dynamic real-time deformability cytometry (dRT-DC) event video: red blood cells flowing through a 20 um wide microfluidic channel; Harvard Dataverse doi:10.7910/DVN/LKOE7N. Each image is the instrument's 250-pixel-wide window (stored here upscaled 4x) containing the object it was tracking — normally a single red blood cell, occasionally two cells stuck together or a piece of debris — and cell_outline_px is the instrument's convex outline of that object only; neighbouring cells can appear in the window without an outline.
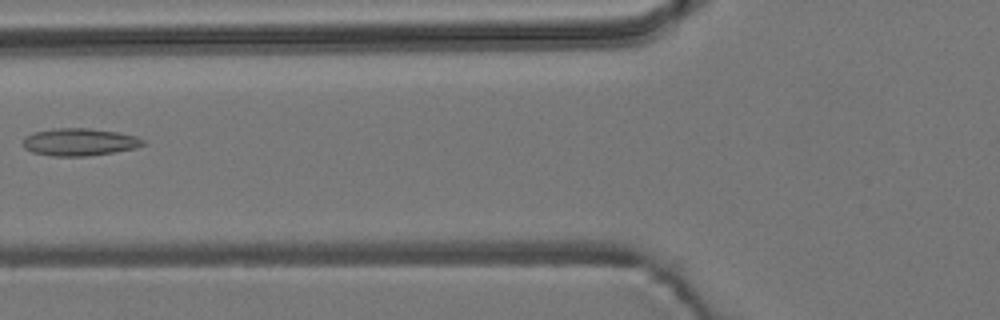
{"species": "common noctule bat (a hibernating species)", "species_latin": "Nyctalus noctula", "temperature_condition": "room temperature", "stored_images_in_passage": 8, "camera_frame_rate_fps": 3000, "um_per_image_px": 0.085, "animal": {"sex": "male", "body_mass_g": 19.2, "forearm_length_mm": 51.8}, "frame": {"image": 1, "passage_image": 6, "time_ms": 6.667, "image_size_px": [1000, 320], "cell_outline_px": [[148, 144], [136, 148], [88, 156], [52, 156], [32, 152], [24, 148], [24, 136], [32, 132], [56, 128], [88, 128], [116, 132], [136, 136], [144, 140]], "centroid_in_image_um": [6.76, 12.07], "position_along_channel_um": 119.0, "area_um2": 19.25}}
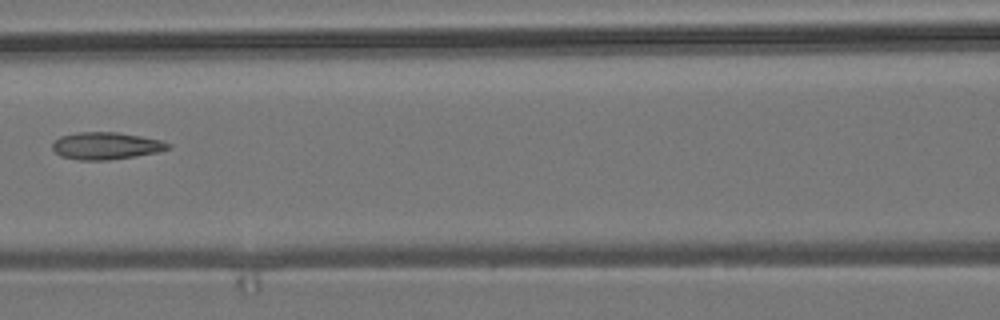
{"frame": {"image": 2, "passage_image": 7, "time_ms": 7.667, "image_size_px": [1000, 320], "cell_outline_px": [[172, 148], [160, 152], [136, 156], [108, 160], [80, 160], [60, 156], [52, 148], [52, 144], [60, 136], [76, 132], [116, 132], [140, 136], [160, 140], [172, 144]], "centroid_in_image_um": [9.04, 12.39], "position_along_channel_um": 157.6, "area_um2": 18.44}}
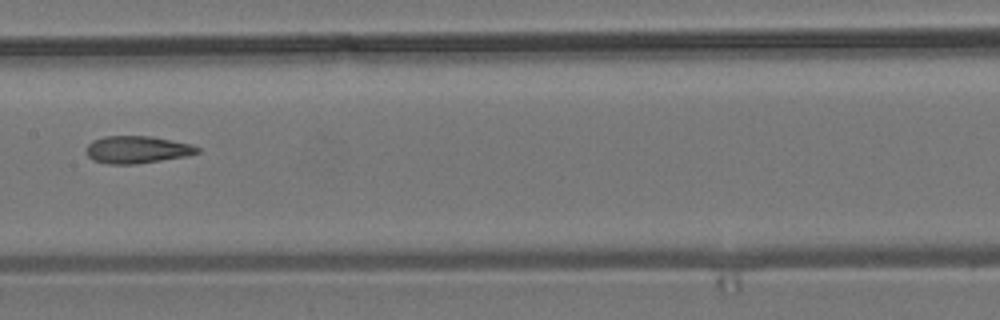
{"frame": {"image": 3, "passage_image": 8, "time_ms": 8.667, "image_size_px": [1000, 320], "cell_outline_px": [[200, 152], [188, 156], [136, 164], [108, 164], [92, 160], [88, 156], [88, 144], [92, 140], [104, 136], [152, 136], [192, 144], [200, 148]], "centroid_in_image_um": [11.69, 12.72], "position_along_channel_um": 195.7, "area_um2": 17.8}}